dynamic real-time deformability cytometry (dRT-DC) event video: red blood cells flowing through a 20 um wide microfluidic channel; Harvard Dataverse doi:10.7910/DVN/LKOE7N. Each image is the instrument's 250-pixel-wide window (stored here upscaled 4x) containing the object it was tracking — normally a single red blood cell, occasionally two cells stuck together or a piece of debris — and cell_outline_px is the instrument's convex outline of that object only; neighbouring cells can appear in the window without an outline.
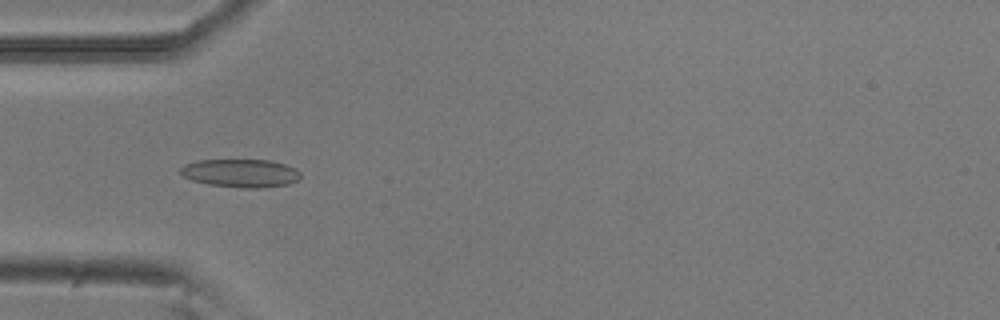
{"species": "common noctule bat (a hibernating species)", "species_latin": "Nyctalus noctula", "temperature_condition": "room temperature", "stored_images_in_passage": 5, "camera_frame_rate_fps": 3000, "um_per_image_px": 0.085, "animal": {"sex": "male", "body_mass_g": 20.5, "forearm_length_mm": 52.5}, "frame": {"image": 1, "passage_image": 5, "time_ms": 1.333, "image_size_px": [1000, 320], "cell_outline_px": [[300, 180], [288, 184], [264, 188], [244, 188], [208, 184], [192, 180], [184, 176], [180, 172], [180, 168], [184, 164], [196, 160], [268, 160], [284, 164], [296, 168], [300, 172]], "centroid_in_image_um": [20.47, 14.72], "position_along_channel_um": 64.5, "area_um2": 19.83}}